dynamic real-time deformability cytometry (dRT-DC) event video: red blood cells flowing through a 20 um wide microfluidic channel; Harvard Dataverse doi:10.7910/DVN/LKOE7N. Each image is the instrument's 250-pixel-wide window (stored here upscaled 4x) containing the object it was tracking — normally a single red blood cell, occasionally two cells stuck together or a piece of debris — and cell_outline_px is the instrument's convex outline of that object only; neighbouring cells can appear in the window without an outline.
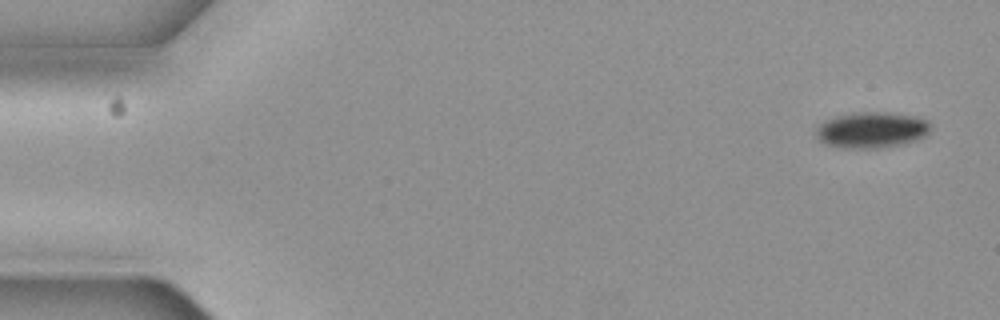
{"species": "common noctule bat (a hibernating species)", "species_latin": "Nyctalus noctula", "temperature_condition": "cold", "stored_images_in_passage": 4, "camera_frame_rate_fps": 3000, "um_per_image_px": 0.085, "animal": {"sex": "female", "body_mass_g": 19.3, "forearm_length_mm": 54.1}, "frame": {"image": 1, "passage_image": 1, "time_ms": 0.0, "image_size_px": [1000, 320], "cell_outline_px": [[928, 132], [924, 136], [916, 140], [900, 144], [880, 148], [840, 148], [824, 144], [816, 136], [816, 128], [824, 120], [836, 116], [852, 112], [888, 112], [912, 116], [928, 120]], "centroid_in_image_um": [74.03, 11.05], "position_along_channel_um": 11.0, "area_um2": 23.99}}
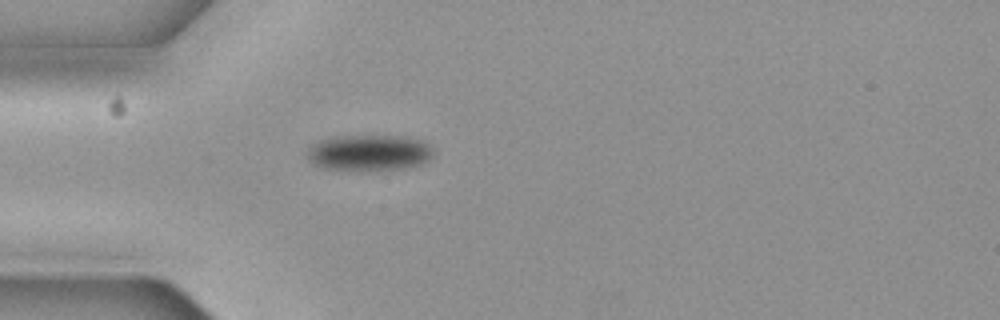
{"frame": {"image": 2, "passage_image": 4, "time_ms": 1.0, "image_size_px": [1000, 320], "cell_outline_px": [[432, 152], [428, 160], [420, 164], [404, 168], [360, 172], [320, 168], [312, 164], [308, 160], [308, 148], [312, 144], [320, 140], [332, 136], [400, 136], [420, 140]], "centroid_in_image_um": [31.25, 13.01], "position_along_channel_um": 53.7, "area_um2": 26.7}}